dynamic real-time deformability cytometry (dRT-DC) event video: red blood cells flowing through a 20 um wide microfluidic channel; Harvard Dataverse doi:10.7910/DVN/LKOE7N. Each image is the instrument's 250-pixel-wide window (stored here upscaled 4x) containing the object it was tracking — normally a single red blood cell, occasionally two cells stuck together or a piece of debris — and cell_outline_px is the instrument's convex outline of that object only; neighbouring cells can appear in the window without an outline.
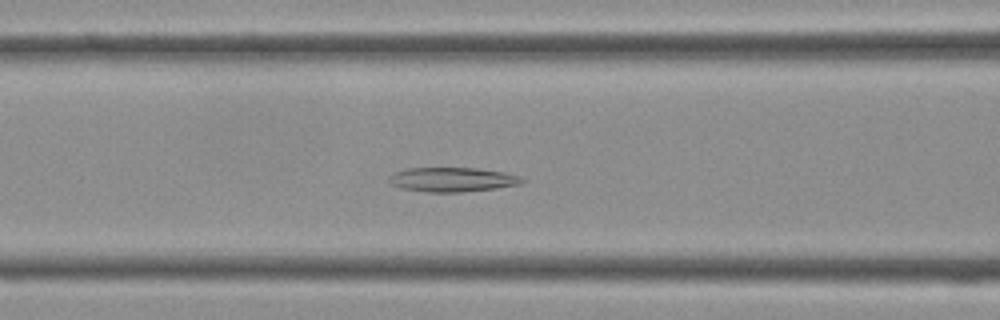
{"species": "Egyptian fruit bat (a non-hibernating species)", "species_latin": "Rousettus aegyptiacus", "temperature_condition": "cold", "stored_images_in_passage": 37, "camera_frame_rate_fps": 3000, "um_per_image_px": 0.085, "frame": {"image": 1, "passage_image": 13, "time_ms": 4.0, "image_size_px": [1000, 320], "cell_outline_px": [[524, 180], [520, 184], [496, 188], [460, 192], [424, 192], [400, 188], [392, 184], [388, 180], [388, 176], [396, 172], [408, 168], [476, 168], [504, 172], [520, 176]], "centroid_in_image_um": [38.42, 15.26], "position_along_channel_um": 128.2, "area_um2": 18.84}}
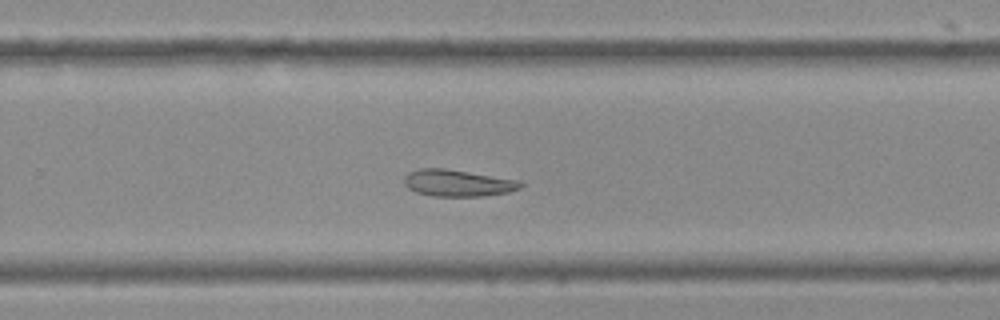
{"frame": {"image": 2, "passage_image": 23, "time_ms": 7.333, "image_size_px": [1000, 320], "cell_outline_px": [[524, 184], [520, 188], [508, 192], [484, 196], [432, 196], [416, 192], [408, 188], [404, 184], [404, 176], [408, 172], [420, 168], [444, 168], [520, 180]], "centroid_in_image_um": [38.9, 15.55], "position_along_channel_um": 290.9, "area_um2": 18.21}}
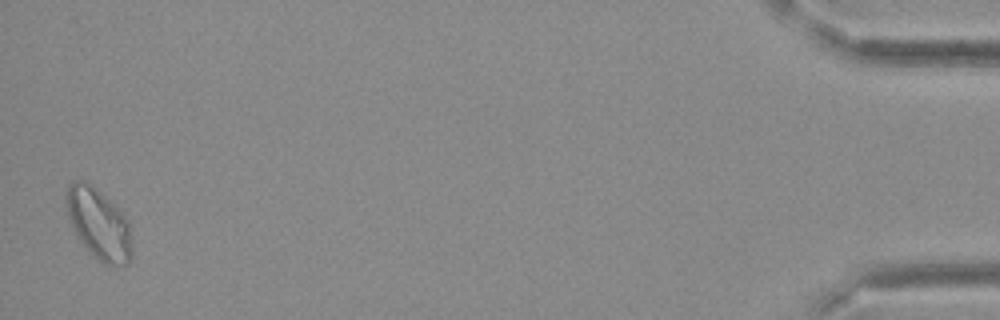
{"frame": {"image": 3, "passage_image": 37, "time_ms": 12.0, "image_size_px": [1000, 320], "cell_outline_px": [[132, 256], [128, 264], [112, 268], [104, 264], [88, 252], [80, 240], [68, 216], [64, 200], [64, 196], [68, 184], [72, 180], [88, 180], [112, 200], [116, 204], [132, 224]], "centroid_in_image_um": [8.43, 19.01], "position_along_channel_um": 426.8, "area_um2": 28.38}}